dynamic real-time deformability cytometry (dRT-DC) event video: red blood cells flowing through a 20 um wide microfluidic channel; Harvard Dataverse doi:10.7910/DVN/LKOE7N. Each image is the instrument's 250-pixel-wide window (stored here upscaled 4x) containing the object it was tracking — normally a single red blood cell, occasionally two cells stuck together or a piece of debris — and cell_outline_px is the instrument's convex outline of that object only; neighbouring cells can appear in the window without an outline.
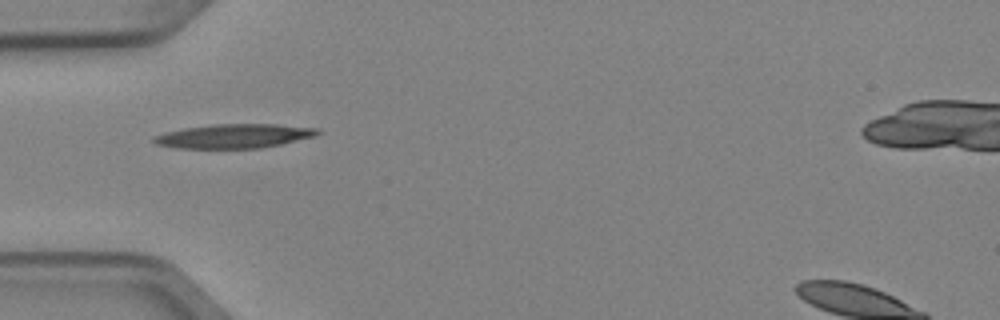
{"species": "Egyptian fruit bat (a non-hibernating species)", "species_latin": "Rousettus aegyptiacus", "temperature_condition": "cold", "stored_images_in_passage": 2, "camera_frame_rate_fps": 3000, "um_per_image_px": 0.085, "animal": {"sex": "female"}, "frame": {"image": 1, "passage_image": 1, "time_ms": 0.0, "image_size_px": [1000, 320], "cell_outline_px": [[324, 132], [316, 136], [280, 144], [260, 148], [176, 148], [156, 144], [152, 140], [152, 136], [164, 132], [184, 128], [212, 124], [276, 124], [320, 128]], "centroid_in_image_um": [19.92, 11.56], "position_along_channel_um": 65.1, "area_um2": 23.24}}
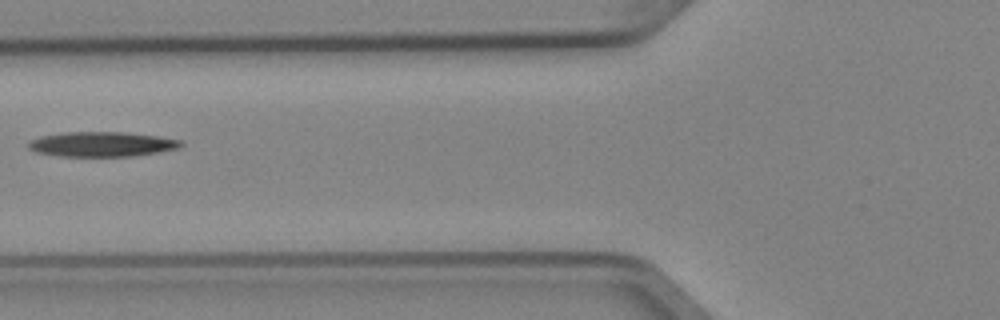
{"frame": {"image": 2, "passage_image": 2, "time_ms": 0.333, "image_size_px": [1000, 320], "cell_outline_px": [[184, 144], [180, 148], [136, 156], [60, 156], [36, 152], [28, 148], [28, 144], [32, 140], [40, 136], [64, 132], [124, 132], [156, 136], [180, 140]], "centroid_in_image_um": [8.66, 12.26], "position_along_channel_um": 117.1, "area_um2": 22.02}}